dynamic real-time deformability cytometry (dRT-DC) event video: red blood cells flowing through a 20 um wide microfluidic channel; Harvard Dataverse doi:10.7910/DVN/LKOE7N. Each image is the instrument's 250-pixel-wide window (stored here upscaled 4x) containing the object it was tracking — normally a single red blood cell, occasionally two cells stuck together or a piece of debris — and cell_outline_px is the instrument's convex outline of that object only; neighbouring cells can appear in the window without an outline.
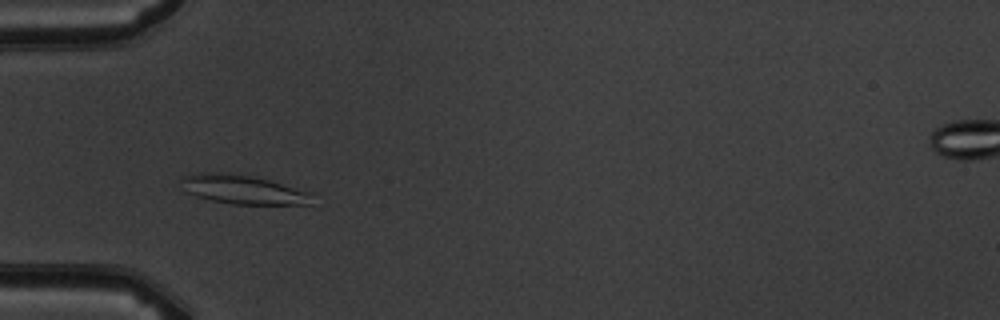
{"species": "common noctule bat (a hibernating species)", "species_latin": "Nyctalus noctula", "temperature_condition": "warm", "stored_images_in_passage": 5, "camera_frame_rate_fps": 3000, "um_per_image_px": 0.085, "animal": {"sex": "male", "body_mass_g": 19.5, "forearm_length_mm": 54.6}, "frame": {"image": 1, "passage_image": 2, "time_ms": 1.333, "image_size_px": [1000, 320], "cell_outline_px": [[312, 204], [232, 204], [212, 200], [196, 196], [188, 192], [180, 180], [180, 176], [200, 172], [220, 172], [252, 176], [268, 180], [312, 192]], "centroid_in_image_um": [20.65, 16.1], "position_along_channel_um": 64.3, "area_um2": 22.02}}
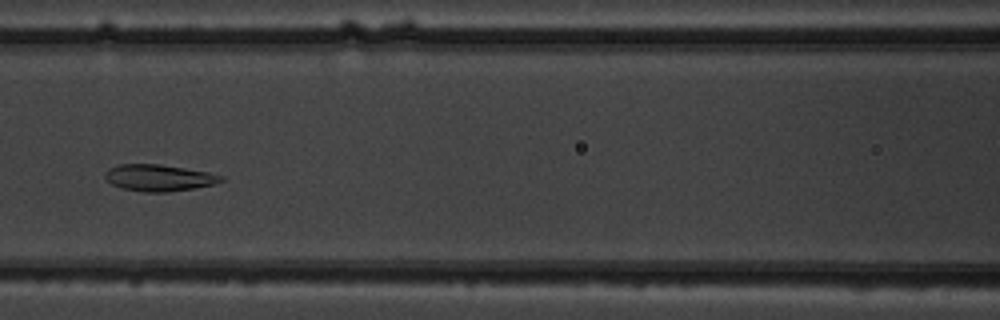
{"frame": {"image": 2, "passage_image": 4, "time_ms": 3.667, "image_size_px": [1000, 320], "cell_outline_px": [[224, 180], [212, 184], [196, 188], [168, 192], [144, 192], [124, 188], [112, 184], [104, 176], [104, 172], [108, 168], [116, 164], [160, 164], [208, 172], [224, 176]], "centroid_in_image_um": [13.49, 15.1], "position_along_channel_um": 153.1, "area_um2": 17.98}}
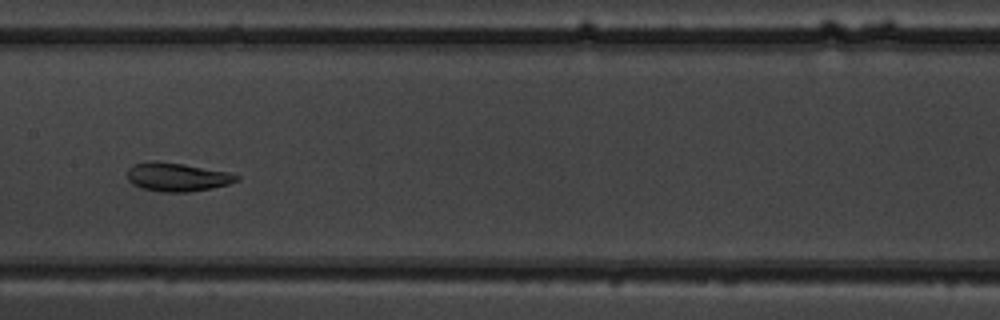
{"frame": {"image": 3, "passage_image": 5, "time_ms": 4.667, "image_size_px": [1000, 320], "cell_outline_px": [[240, 180], [228, 184], [212, 188], [188, 192], [164, 192], [140, 188], [132, 184], [128, 180], [128, 168], [132, 164], [152, 160], [184, 164], [228, 172], [240, 176]], "centroid_in_image_um": [15.04, 15.04], "position_along_channel_um": 192.4, "area_um2": 18.32}}